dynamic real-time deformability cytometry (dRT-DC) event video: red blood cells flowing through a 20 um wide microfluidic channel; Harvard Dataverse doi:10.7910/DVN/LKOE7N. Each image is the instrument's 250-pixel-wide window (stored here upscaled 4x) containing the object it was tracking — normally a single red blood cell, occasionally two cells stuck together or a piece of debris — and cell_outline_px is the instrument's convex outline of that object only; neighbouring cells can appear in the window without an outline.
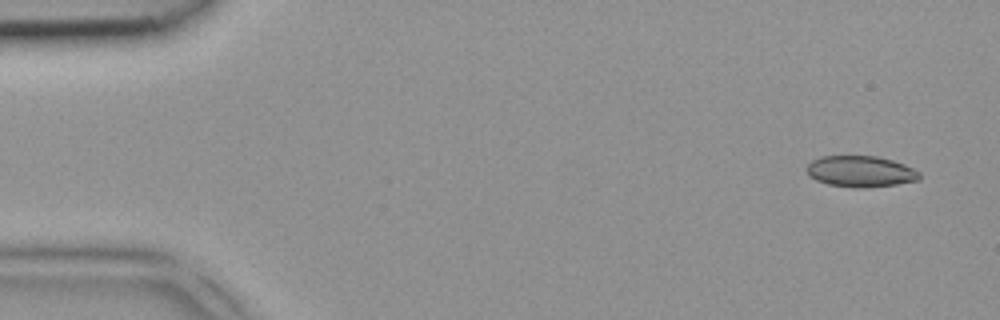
{"species": "common noctule bat (a hibernating species)", "species_latin": "Nyctalus noctula", "temperature_condition": "room temperature", "stored_images_in_passage": 3, "camera_frame_rate_fps": 3000, "um_per_image_px": 0.085, "animal": {"sex": "female", "body_mass_g": 18.4}, "frame": {"image": 1, "passage_image": 1, "time_ms": 0.0, "image_size_px": [1000, 320], "cell_outline_px": [[920, 180], [896, 184], [864, 188], [856, 188], [828, 184], [816, 180], [808, 176], [804, 168], [812, 160], [820, 156], [876, 156], [892, 160], [904, 164], [920, 172]], "centroid_in_image_um": [73.11, 14.57], "position_along_channel_um": 11.9, "area_um2": 20.63}}